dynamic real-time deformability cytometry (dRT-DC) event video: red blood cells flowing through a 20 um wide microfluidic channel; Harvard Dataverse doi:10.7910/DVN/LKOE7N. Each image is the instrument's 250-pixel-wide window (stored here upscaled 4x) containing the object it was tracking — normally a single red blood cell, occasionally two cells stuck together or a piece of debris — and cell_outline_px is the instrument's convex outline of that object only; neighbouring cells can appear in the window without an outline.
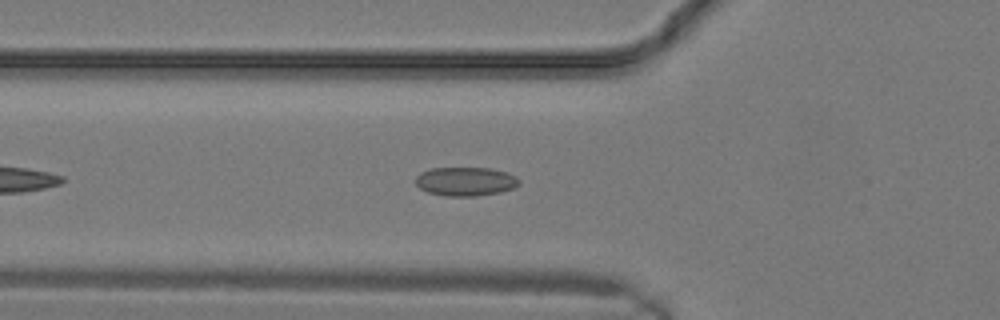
{"species": "common noctule bat (a hibernating species)", "species_latin": "Nyctalus noctula", "temperature_condition": "warm", "stored_images_in_passage": 9, "camera_frame_rate_fps": 3000, "um_per_image_px": 0.085, "animal": {"sex": "male", "body_mass_g": 19.2, "forearm_length_mm": 51.8}, "frame": {"image": 1, "passage_image": 7, "time_ms": 2.0, "image_size_px": [1000, 320], "cell_outline_px": [[520, 184], [516, 188], [500, 192], [476, 196], [444, 196], [428, 192], [420, 188], [416, 184], [416, 176], [420, 172], [432, 168], [492, 168], [516, 176], [520, 180]], "centroid_in_image_um": [39.59, 15.42], "position_along_channel_um": 86.2, "area_um2": 17.51}}
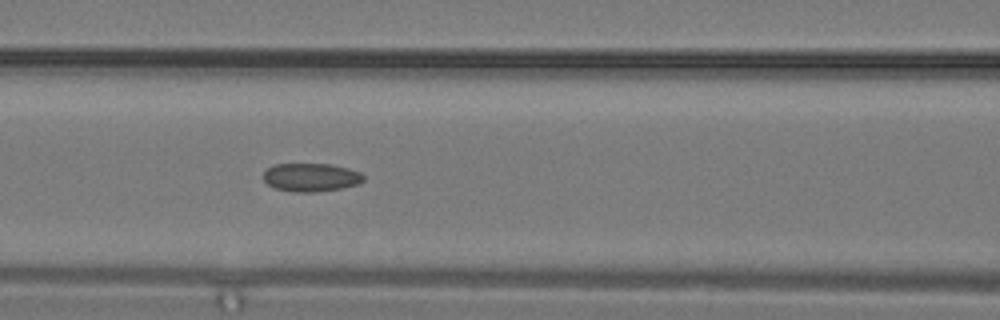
{"frame": {"image": 2, "passage_image": 9, "time_ms": 2.667, "image_size_px": [1000, 320], "cell_outline_px": [[364, 180], [360, 184], [340, 188], [312, 192], [296, 192], [276, 188], [268, 184], [264, 180], [264, 172], [272, 164], [332, 164], [348, 168], [360, 172], [364, 176]], "centroid_in_image_um": [26.45, 15.06], "position_along_channel_um": 140.1, "area_um2": 16.47}}